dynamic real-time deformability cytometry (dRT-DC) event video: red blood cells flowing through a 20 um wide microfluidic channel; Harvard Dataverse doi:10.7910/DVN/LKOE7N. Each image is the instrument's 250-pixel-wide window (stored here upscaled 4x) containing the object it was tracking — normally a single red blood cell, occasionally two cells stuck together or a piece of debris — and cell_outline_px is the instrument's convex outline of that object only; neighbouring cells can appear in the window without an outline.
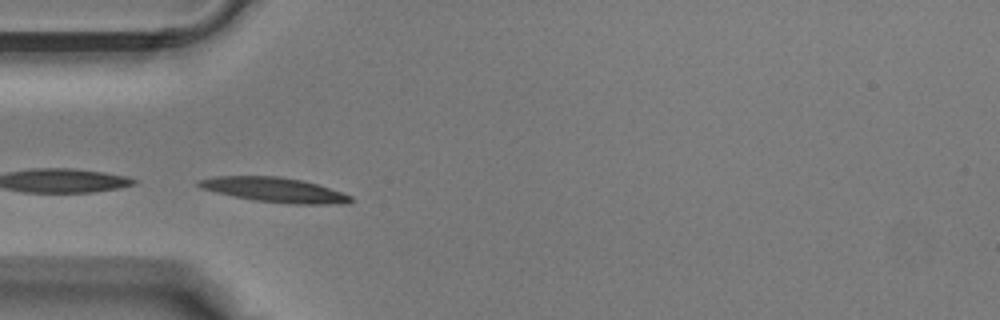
{"species": "Egyptian fruit bat (a non-hibernating species)", "species_latin": "Rousettus aegyptiacus", "temperature_condition": "warm", "stored_images_in_passage": 28, "camera_frame_rate_fps": 3000, "um_per_image_px": 0.085, "animal": {"sex": "male"}, "frame": {"image": 1, "passage_image": 4, "time_ms": 1.0, "image_size_px": [1000, 320], "cell_outline_px": [[352, 200], [348, 204], [292, 204], [256, 200], [216, 192], [200, 188], [196, 184], [196, 180], [216, 176], [280, 176], [304, 180], [352, 196]], "centroid_in_image_um": [23.32, 16.13], "position_along_channel_um": 61.7, "area_um2": 21.73}}
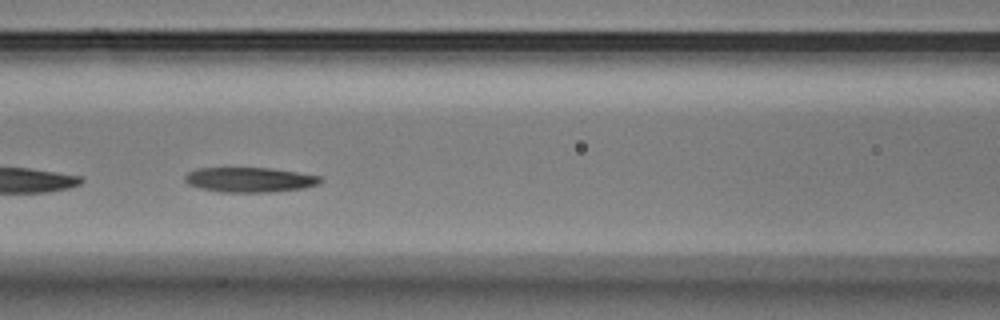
{"frame": {"image": 2, "passage_image": 9, "time_ms": 2.667, "image_size_px": [1000, 320], "cell_outline_px": [[324, 180], [320, 184], [304, 188], [268, 192], [220, 192], [200, 188], [188, 184], [184, 180], [184, 176], [188, 172], [196, 168], [272, 168], [320, 176]], "centroid_in_image_um": [21.22, 15.28], "position_along_channel_um": 145.4, "area_um2": 19.71}}
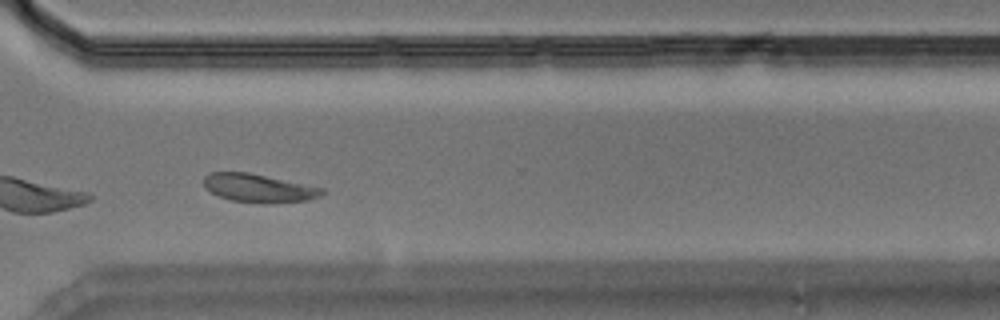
{"frame": {"image": 3, "passage_image": 21, "time_ms": 6.667, "image_size_px": [1000, 320], "cell_outline_px": [[324, 192], [320, 196], [308, 200], [272, 204], [264, 204], [232, 200], [220, 196], [204, 188], [204, 176], [208, 172], [248, 172], [324, 188]], "centroid_in_image_um": [21.98, 15.99], "position_along_channel_um": 348.6, "area_um2": 19.59}}